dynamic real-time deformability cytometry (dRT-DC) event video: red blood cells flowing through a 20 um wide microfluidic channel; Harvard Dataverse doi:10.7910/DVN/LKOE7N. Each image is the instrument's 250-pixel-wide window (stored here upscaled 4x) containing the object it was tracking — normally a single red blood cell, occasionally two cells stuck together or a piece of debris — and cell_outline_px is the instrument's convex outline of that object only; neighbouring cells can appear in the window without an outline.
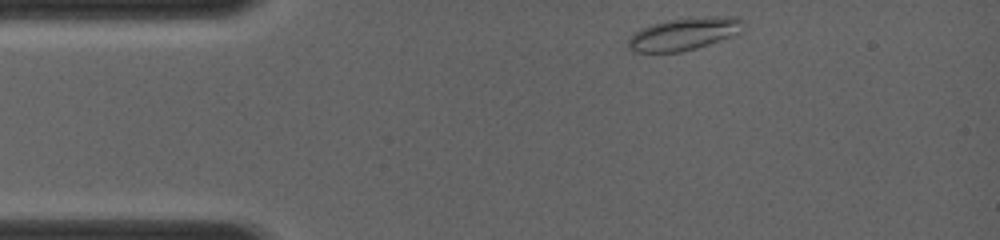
{"species": "common noctule bat (a hibernating species)", "species_latin": "Nyctalus noctula", "temperature_condition": "room temperature", "stored_images_in_passage": 29, "camera_frame_rate_fps": 4000, "um_per_image_px": 0.085, "animal": {"sex": "female", "body_mass_g": 19.0, "forearm_length_mm": 56.7}, "frame": {"image": 1, "passage_image": 1, "time_ms": 0.0, "image_size_px": [1000, 240], "cell_outline_px": [[744, 20], [740, 32], [708, 44], [696, 48], [680, 52], [632, 52], [628, 48], [628, 40], [640, 28], [652, 24], [668, 20], [716, 16], [736, 16]], "centroid_in_image_um": [58.12, 2.88], "position_along_channel_um": 26.9, "area_um2": 21.44}}
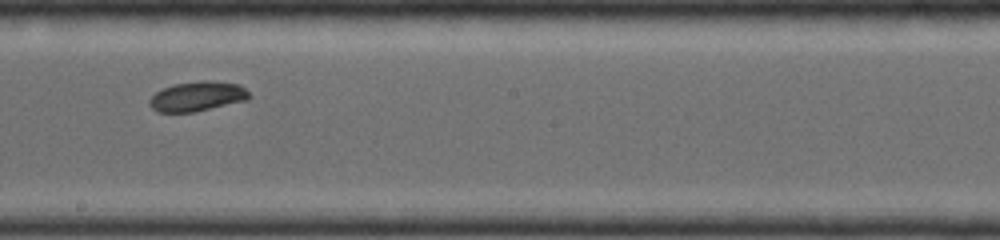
{"frame": {"image": 2, "passage_image": 17, "time_ms": 5.5, "image_size_px": [1000, 240], "cell_outline_px": [[252, 96], [248, 100], [196, 112], [156, 112], [148, 104], [148, 100], [156, 92], [164, 88], [176, 84], [204, 80], [212, 80], [240, 84]], "centroid_in_image_um": [16.8, 8.2], "position_along_channel_um": 231.4, "area_um2": 17.46}}
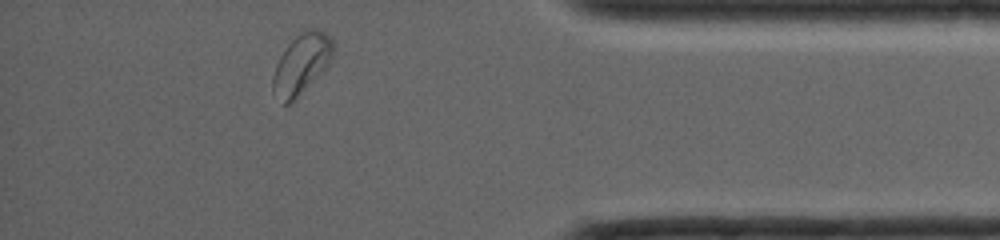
{"frame": {"image": 3, "passage_image": 29, "time_ms": 9.75, "image_size_px": [1000, 240], "cell_outline_px": [[336, 48], [332, 60], [288, 104], [284, 104], [272, 92], [272, 76], [276, 64], [280, 56], [288, 44], [304, 28], [312, 28], [324, 32], [332, 36]], "centroid_in_image_um": [25.64, 5.35], "position_along_channel_um": 409.6, "area_um2": 20.92}}